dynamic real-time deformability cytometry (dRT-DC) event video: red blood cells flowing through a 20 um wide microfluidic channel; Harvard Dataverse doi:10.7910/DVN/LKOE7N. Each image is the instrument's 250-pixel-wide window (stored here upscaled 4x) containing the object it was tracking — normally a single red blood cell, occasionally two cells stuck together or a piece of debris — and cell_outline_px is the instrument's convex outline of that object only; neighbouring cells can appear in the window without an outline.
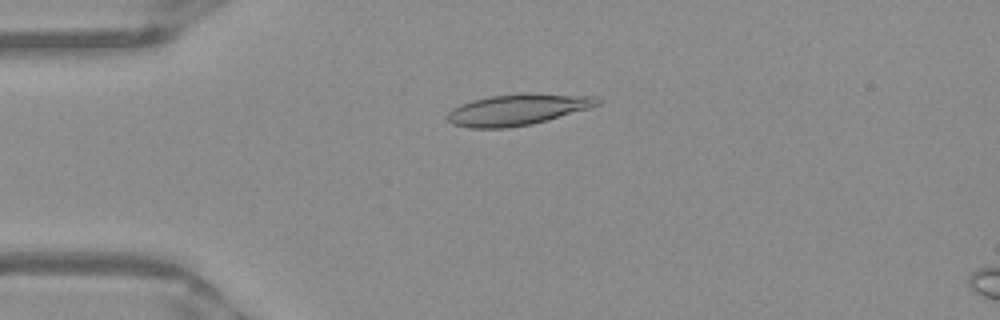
{"species": "Egyptian fruit bat (a non-hibernating species)", "species_latin": "Rousettus aegyptiacus", "temperature_condition": "warm", "stored_images_in_passage": 51, "camera_frame_rate_fps": 3000, "um_per_image_px": 0.085, "frame": {"image": 1, "passage_image": 12, "time_ms": 3.667, "image_size_px": [1000, 320], "cell_outline_px": [[600, 104], [588, 108], [548, 120], [532, 124], [508, 128], [468, 128], [452, 124], [444, 116], [452, 108], [460, 104], [472, 100], [488, 96], [528, 92], [596, 96], [600, 100]], "centroid_in_image_um": [43.96, 9.31], "position_along_channel_um": 41.0, "area_um2": 27.63}}
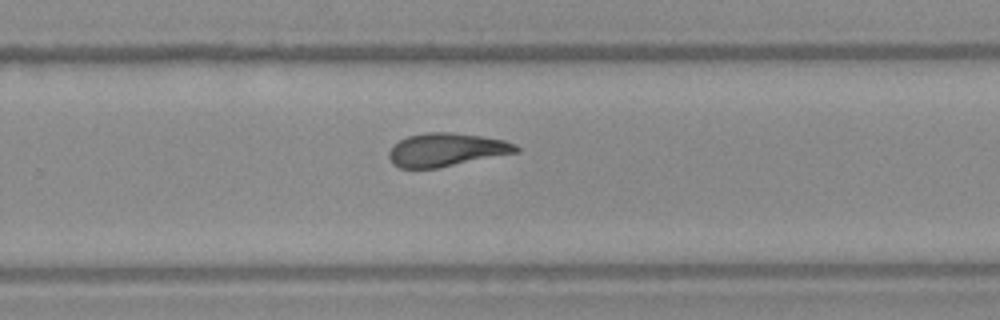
{"frame": {"image": 2, "passage_image": 33, "time_ms": 10.667, "image_size_px": [1000, 320], "cell_outline_px": [[520, 152], [436, 168], [400, 168], [392, 164], [388, 156], [388, 152], [400, 140], [408, 136], [424, 132], [448, 132], [480, 136], [504, 140], [516, 144], [520, 148]], "centroid_in_image_um": [37.95, 12.73], "position_along_channel_um": 291.8, "area_um2": 24.57}}
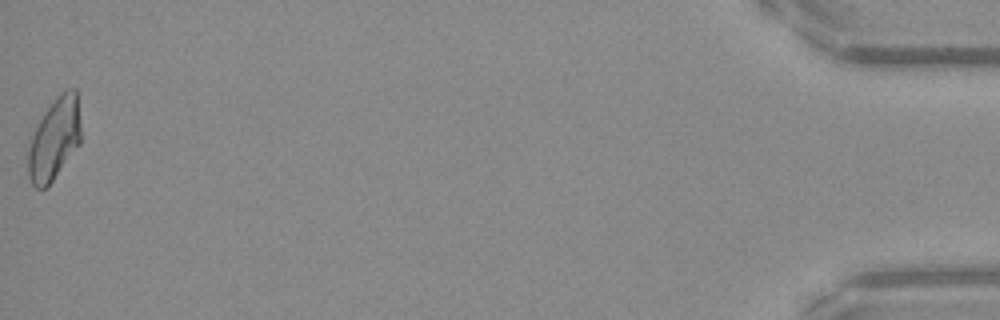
{"frame": {"image": 3, "passage_image": 51, "time_ms": 16.667, "image_size_px": [1000, 320], "cell_outline_px": [[80, 144], [52, 180], [44, 188], [36, 188], [32, 184], [28, 176], [28, 148], [32, 136], [44, 112], [56, 96], [60, 92], [68, 88], [76, 88], [80, 124]], "centroid_in_image_um": [4.62, 11.79], "position_along_channel_um": 430.6, "area_um2": 24.91}, "authors_computed_cell_mechanics": {"area_um2": 25.0852, "velocity_mm_per_s": 3.9403, "shape_relaxation_time_tau1_ms": 9.7647, "shape_relaxation_time_tau2_ms": 2.0677, "deformation_change_tau1": 0.2548, "deformation_change_tau2": 0.0902}}